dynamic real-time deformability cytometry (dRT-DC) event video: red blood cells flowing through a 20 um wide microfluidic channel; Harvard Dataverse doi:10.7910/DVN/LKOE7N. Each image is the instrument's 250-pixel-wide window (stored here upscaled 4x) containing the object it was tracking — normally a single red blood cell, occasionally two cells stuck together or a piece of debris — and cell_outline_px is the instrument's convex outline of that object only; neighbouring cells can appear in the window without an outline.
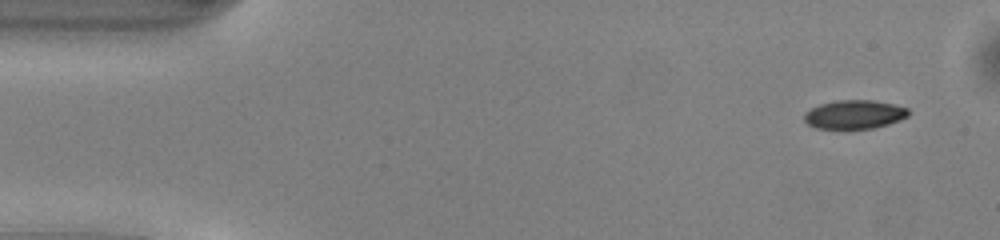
{"species": "common noctule bat (a hibernating species)", "species_latin": "Nyctalus noctula", "temperature_condition": "warm", "stored_images_in_passage": 47, "camera_frame_rate_fps": 3000, "um_per_image_px": 0.085, "animal": {"sex": "male", "body_mass_g": 13.0, "forearm_length_mm": 53.1}, "frame": {"image": 1, "passage_image": 1, "time_ms": 0.0, "image_size_px": [1000, 240], "cell_outline_px": [[912, 112], [908, 116], [900, 120], [888, 124], [872, 128], [844, 132], [816, 128], [808, 124], [804, 120], [804, 112], [820, 104], [836, 100], [872, 100], [892, 104], [908, 108]], "centroid_in_image_um": [72.6, 9.77], "position_along_channel_um": 12.4, "area_um2": 18.21}}
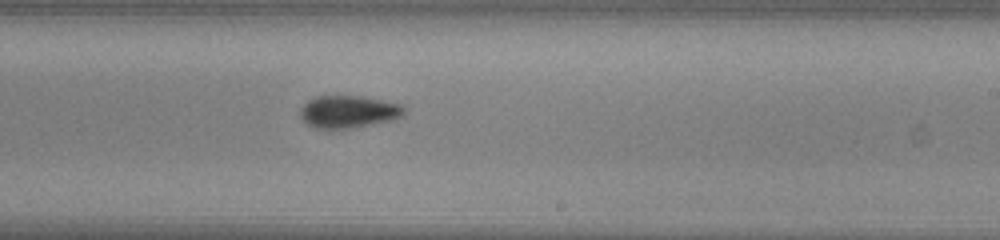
{"frame": {"image": 2, "passage_image": 27, "time_ms": 8.667, "image_size_px": [1000, 240], "cell_outline_px": [[404, 112], [396, 120], [348, 128], [316, 128], [308, 124], [300, 116], [300, 108], [308, 100], [316, 96], [364, 96], [404, 104]], "centroid_in_image_um": [29.65, 9.48], "position_along_channel_um": 259.4, "area_um2": 19.65}}
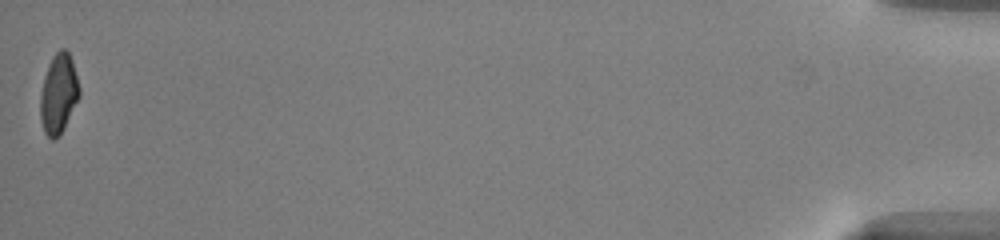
{"frame": {"image": 3, "passage_image": 47, "time_ms": 15.333, "image_size_px": [1000, 240], "cell_outline_px": [[80, 96], [60, 136], [52, 140], [44, 132], [40, 120], [40, 92], [44, 76], [48, 64], [52, 56], [60, 48], [64, 48], [68, 52], [72, 60], [80, 88]], "centroid_in_image_um": [4.97, 7.97], "position_along_channel_um": 430.2, "area_um2": 18.32}, "authors_computed_cell_mechanics": {"area_um2": 18.9006, "velocity_mm_per_s": 4.1524, "shape_relaxation_time_tau1_ms": 3.3345, "shape_relaxation_time_tau2_ms": 5.6862, "deformation_change_tau1": 0.1111, "deformation_change_tau2": 0.0928}}